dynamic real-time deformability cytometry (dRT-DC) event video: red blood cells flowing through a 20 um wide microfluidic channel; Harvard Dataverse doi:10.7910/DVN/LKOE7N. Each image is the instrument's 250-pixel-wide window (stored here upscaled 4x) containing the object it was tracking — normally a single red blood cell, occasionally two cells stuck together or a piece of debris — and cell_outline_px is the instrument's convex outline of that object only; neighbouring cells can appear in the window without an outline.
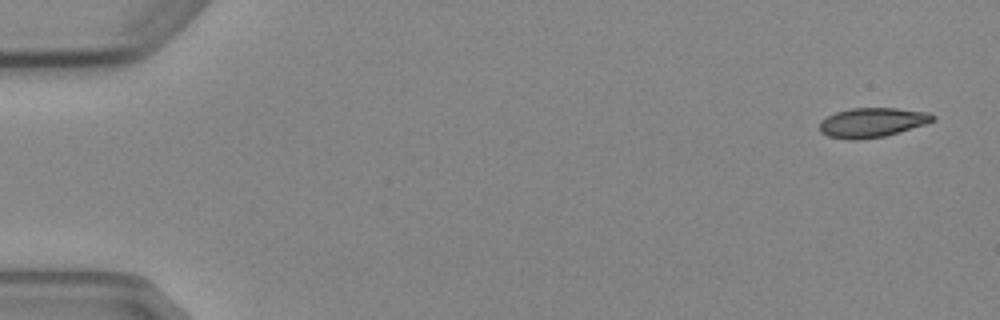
{"species": "Egyptian fruit bat (a non-hibernating species)", "species_latin": "Rousettus aegyptiacus", "temperature_condition": "cold", "stored_images_in_passage": 5, "camera_frame_rate_fps": 3000, "um_per_image_px": 0.085, "animal": {"sex": "female"}, "frame": {"image": 1, "passage_image": 1, "time_ms": 0.0, "image_size_px": [1000, 320], "cell_outline_px": [[936, 120], [924, 124], [884, 136], [852, 140], [828, 136], [820, 132], [820, 120], [836, 112], [852, 108], [896, 108], [928, 112], [936, 116]], "centroid_in_image_um": [74.13, 10.4], "position_along_channel_um": 10.9, "area_um2": 19.25}}
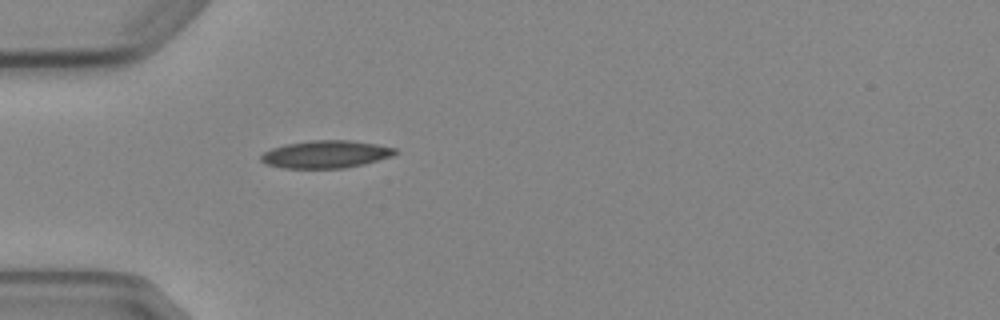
{"frame": {"image": 2, "passage_image": 5, "time_ms": 4.667, "image_size_px": [1000, 320], "cell_outline_px": [[396, 152], [392, 156], [364, 164], [344, 168], [284, 168], [264, 164], [260, 160], [260, 156], [264, 152], [272, 148], [288, 144], [312, 140], [348, 140], [376, 144], [396, 148]], "centroid_in_image_um": [27.67, 13.12], "position_along_channel_um": 57.3, "area_um2": 21.44}}